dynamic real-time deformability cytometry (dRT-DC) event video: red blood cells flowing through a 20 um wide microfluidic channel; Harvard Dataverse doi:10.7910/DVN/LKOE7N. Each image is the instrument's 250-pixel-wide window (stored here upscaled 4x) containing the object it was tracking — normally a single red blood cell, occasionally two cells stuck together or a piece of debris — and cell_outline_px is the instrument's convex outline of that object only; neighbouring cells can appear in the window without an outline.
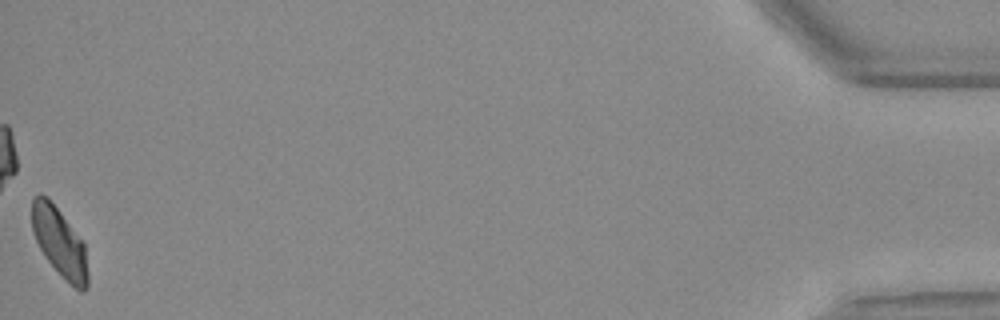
{"species": "Egyptian fruit bat (a non-hibernating species)", "species_latin": "Rousettus aegyptiacus", "temperature_condition": "warm", "stored_images_in_passage": 51, "camera_frame_rate_fps": 3000, "um_per_image_px": 0.085, "animal": {"sex": "female"}, "frame": {"image": 1, "passage_image": 51, "time_ms": 16.667, "image_size_px": [1000, 320], "cell_outline_px": [[88, 284], [84, 292], [80, 292], [44, 256], [32, 232], [32, 200], [40, 192], [48, 196], [84, 244], [88, 272]], "centroid_in_image_um": [5.05, 20.55], "position_along_channel_um": 430.2, "area_um2": 21.96}, "authors_computed_cell_mechanics": {"area_um2": 23.2356, "velocity_mm_per_s": 3.742, "shape_relaxation_time_tau1_ms": 4.5493, "shape_relaxation_time_tau2_ms": 4.0043, "deformation_change_tau1": 0.1489, "deformation_change_tau2": 0.0771}}